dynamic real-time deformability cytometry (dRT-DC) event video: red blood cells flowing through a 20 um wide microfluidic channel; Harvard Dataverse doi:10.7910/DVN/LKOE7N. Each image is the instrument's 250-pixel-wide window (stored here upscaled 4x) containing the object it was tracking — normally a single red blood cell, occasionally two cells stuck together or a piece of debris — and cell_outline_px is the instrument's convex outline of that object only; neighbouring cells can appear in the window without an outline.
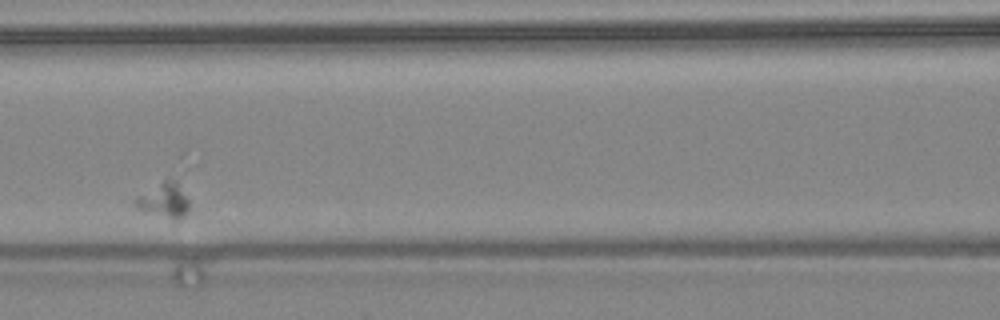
{"species": "common noctule bat (a hibernating species)", "species_latin": "Nyctalus noctula", "temperature_condition": "warm", "stored_images_in_passage": 31, "segment_of_instrument_passage": [2, 2], "camera_frame_rate_fps": 3000, "um_per_image_px": 0.085, "animal": {"sex": "female", "body_mass_g": 24.6, "forearm_length_mm": 56.2}, "frame": {"image": 1, "passage_image": 10, "time_ms": 3.0, "image_size_px": [1000, 320], "cell_outline_px": [[188, 212], [184, 216], [168, 216], [136, 208], [132, 204], [132, 200], [136, 196], [168, 176], [176, 180], [188, 200]], "centroid_in_image_um": [13.89, 16.91], "position_along_channel_um": 152.7, "area_um2": 10.64}}
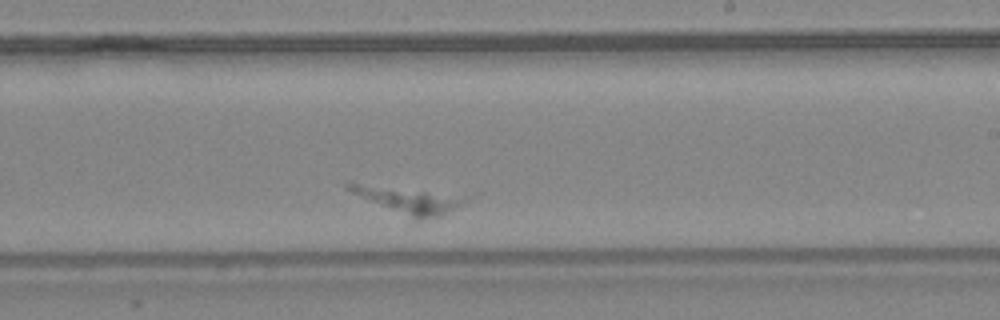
{"frame": {"image": 2, "passage_image": 18, "time_ms": 5.667, "image_size_px": [1000, 320], "cell_outline_px": [[472, 196], [460, 204], [440, 216], [420, 220], [416, 220], [352, 192], [344, 188], [344, 184], [356, 184]], "centroid_in_image_um": [34.83, 17.03], "position_along_channel_um": 254.2, "area_um2": 16.59}}
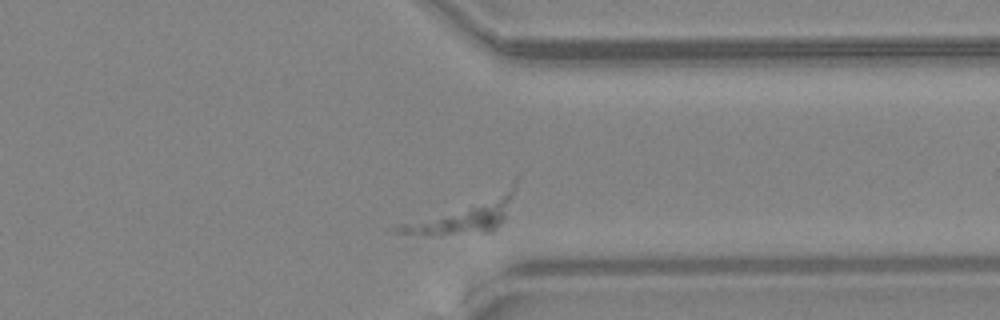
{"frame": {"image": 3, "passage_image": 27, "time_ms": 8.667, "image_size_px": [1000, 320], "cell_outline_px": [[520, 176], [504, 220], [492, 232], [392, 232], [392, 228], [400, 224], [516, 176]], "centroid_in_image_um": [39.71, 18.05], "position_along_channel_um": 371.7, "area_um2": 24.33}}